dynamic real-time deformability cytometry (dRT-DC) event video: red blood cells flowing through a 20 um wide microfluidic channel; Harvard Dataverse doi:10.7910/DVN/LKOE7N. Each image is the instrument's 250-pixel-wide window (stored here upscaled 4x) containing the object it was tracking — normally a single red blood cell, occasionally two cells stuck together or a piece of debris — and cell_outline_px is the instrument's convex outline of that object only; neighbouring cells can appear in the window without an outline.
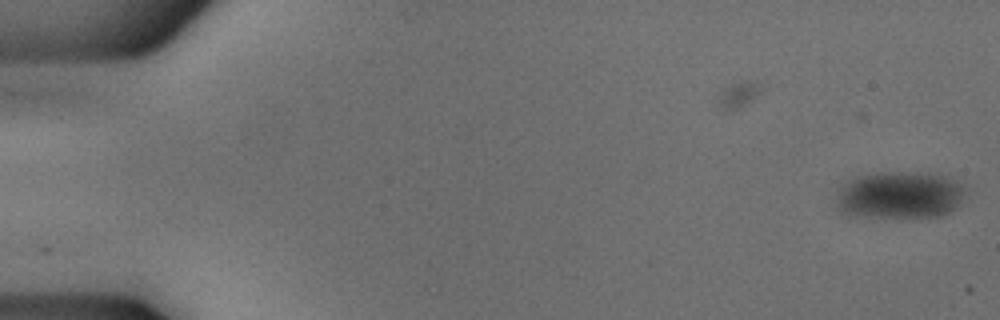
{"species": "common noctule bat (a hibernating species)", "species_latin": "Nyctalus noctula", "temperature_condition": "cold", "stored_images_in_passage": 6, "camera_frame_rate_fps": 3000, "um_per_image_px": 0.085, "animal": {"sex": "male", "body_mass_g": 18.8}, "frame": {"image": 1, "passage_image": 6, "time_ms": 1.667, "image_size_px": [1000, 320], "cell_outline_px": [[968, 188], [956, 208], [940, 216], [900, 220], [848, 216], [840, 212], [836, 208], [836, 188], [840, 184], [856, 176], [876, 172], [940, 172], [956, 180]], "centroid_in_image_um": [76.43, 16.61], "position_along_channel_um": 8.6, "area_um2": 37.86}}